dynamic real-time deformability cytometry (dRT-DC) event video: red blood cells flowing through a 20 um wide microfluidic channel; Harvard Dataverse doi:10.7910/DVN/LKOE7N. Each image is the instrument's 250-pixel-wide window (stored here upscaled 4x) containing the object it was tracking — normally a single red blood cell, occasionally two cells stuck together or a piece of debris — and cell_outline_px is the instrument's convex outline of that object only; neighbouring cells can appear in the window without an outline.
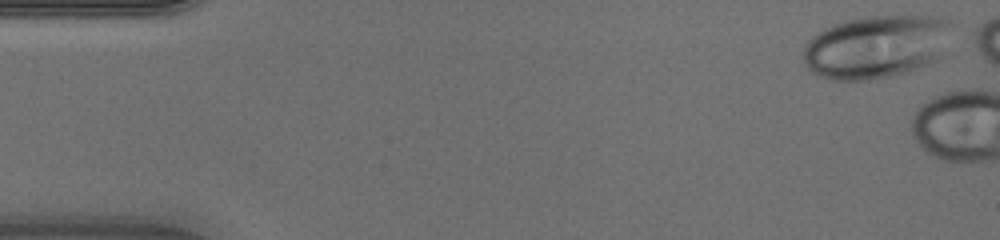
{"species": "human", "species_latin": "Homo sapiens", "temperature_condition": "warm", "stored_images_in_passage": 16, "camera_frame_rate_fps": 3000, "um_per_image_px": 0.085, "donor": {"sex": "male"}, "frame": {"image": 1, "passage_image": 1, "time_ms": 0.0, "image_size_px": [1000, 240], "cell_outline_px": [[956, 24], [940, 56], [936, 60], [908, 72], [872, 80], [828, 80], [808, 72], [804, 64], [804, 44], [816, 32], [832, 24], [848, 20], [868, 16], [940, 16], [956, 20]], "centroid_in_image_um": [74.49, 3.96], "position_along_channel_um": 10.5, "area_um2": 55.72}}